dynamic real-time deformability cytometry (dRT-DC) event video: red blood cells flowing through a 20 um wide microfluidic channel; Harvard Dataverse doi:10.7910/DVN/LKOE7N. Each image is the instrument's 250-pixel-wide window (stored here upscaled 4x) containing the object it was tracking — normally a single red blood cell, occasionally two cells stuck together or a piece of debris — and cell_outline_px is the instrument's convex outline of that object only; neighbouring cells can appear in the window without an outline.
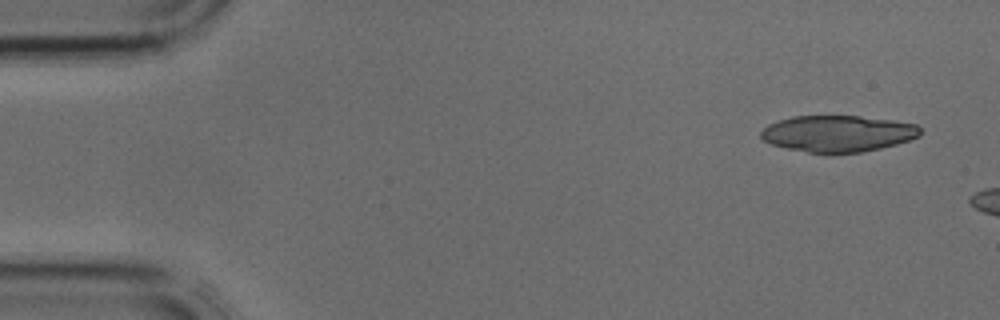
{"species": "common noctule bat (a hibernating species)", "species_latin": "Nyctalus noctula", "temperature_condition": "cold", "stored_images_in_passage": 2, "camera_frame_rate_fps": 3000, "um_per_image_px": 0.085, "animal": {"sex": "male", "body_mass_g": 17.9, "forearm_length_mm": 54.2}, "frame": {"image": 1, "passage_image": 1, "time_ms": 0.0, "image_size_px": [1000, 320], "cell_outline_px": [[920, 136], [896, 144], [880, 148], [860, 152], [808, 152], [788, 148], [772, 144], [764, 140], [760, 136], [760, 132], [768, 124], [776, 120], [792, 116], [860, 116], [892, 120], [916, 124], [920, 128]], "centroid_in_image_um": [71.2, 11.33], "position_along_channel_um": 13.8, "area_um2": 33.52}}